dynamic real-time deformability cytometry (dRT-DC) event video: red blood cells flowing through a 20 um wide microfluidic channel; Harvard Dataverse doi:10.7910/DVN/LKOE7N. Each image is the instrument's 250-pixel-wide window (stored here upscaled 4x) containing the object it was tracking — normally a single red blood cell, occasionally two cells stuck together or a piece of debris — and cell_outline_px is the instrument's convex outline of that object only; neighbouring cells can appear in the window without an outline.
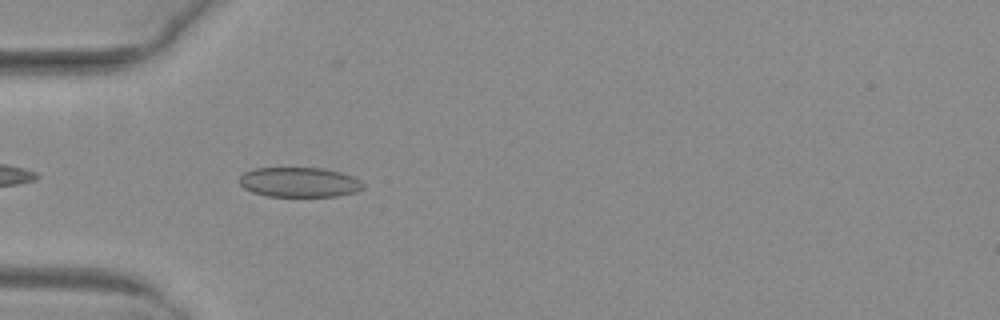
{"species": "common noctule bat (a hibernating species)", "species_latin": "Nyctalus noctula", "temperature_condition": "warm", "stored_images_in_passage": 39, "camera_frame_rate_fps": 3000, "um_per_image_px": 0.085, "animal": {"sex": "female", "body_mass_g": 29.2, "forearm_length_mm": 56.3}, "frame": {"image": 1, "passage_image": 3, "time_ms": 0.667, "image_size_px": [1000, 320], "cell_outline_px": [[364, 188], [356, 192], [336, 196], [268, 196], [252, 192], [244, 188], [240, 184], [240, 176], [244, 172], [256, 168], [320, 168], [340, 172], [352, 176], [360, 180], [364, 184]], "centroid_in_image_um": [25.45, 15.49], "position_along_channel_um": 59.6, "area_um2": 21.44}}
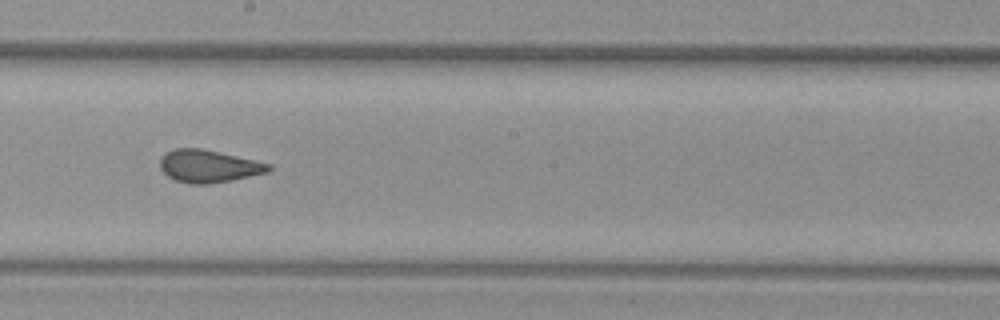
{"frame": {"image": 2, "passage_image": 16, "time_ms": 5.0, "image_size_px": [1000, 320], "cell_outline_px": [[272, 168], [268, 172], [232, 180], [208, 184], [188, 184], [176, 180], [168, 176], [160, 168], [160, 160], [168, 152], [176, 148], [200, 148], [272, 164]], "centroid_in_image_um": [17.75, 14.14], "position_along_channel_um": 230.5, "area_um2": 20.35}}
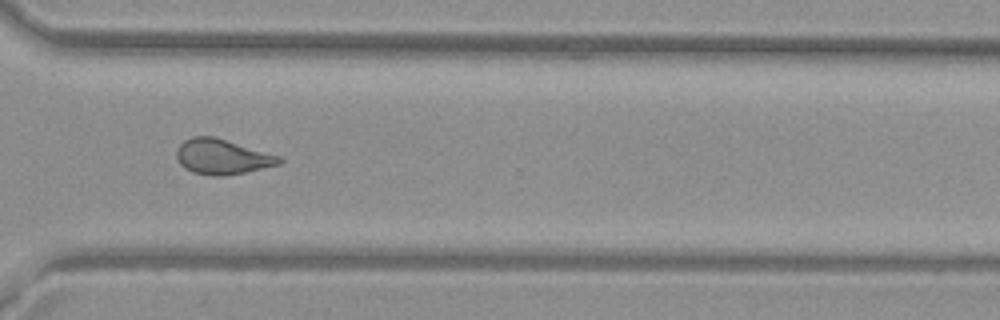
{"frame": {"image": 3, "passage_image": 25, "time_ms": 8.0, "image_size_px": [1000, 320], "cell_outline_px": [[284, 160], [280, 164], [244, 172], [224, 176], [208, 176], [192, 172], [184, 168], [180, 164], [176, 156], [176, 148], [184, 140], [192, 136], [216, 136], [280, 156]], "centroid_in_image_um": [18.86, 13.31], "position_along_channel_um": 351.7, "area_um2": 21.27}, "authors_computed_cell_mechanics": {"area_um2": 21.097, "velocity_mm_per_s": 4.0419, "shape_relaxation_time_tau1_ms": null, "shape_relaxation_time_tau2_ms": 0.9818, "deformation_change_tau1": null, "deformation_change_tau2": 0.0523}}